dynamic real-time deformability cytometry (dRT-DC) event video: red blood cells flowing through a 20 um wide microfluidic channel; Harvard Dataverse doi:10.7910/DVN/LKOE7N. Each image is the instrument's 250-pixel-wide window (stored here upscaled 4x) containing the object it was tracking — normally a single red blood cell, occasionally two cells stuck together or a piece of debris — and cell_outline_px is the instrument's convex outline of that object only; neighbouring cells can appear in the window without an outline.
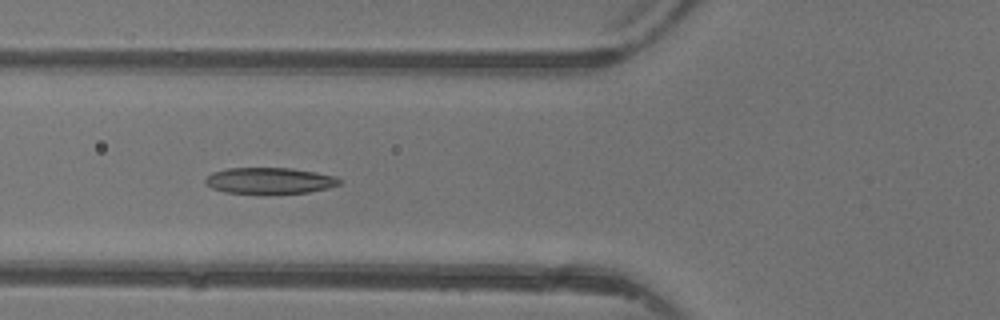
{"species": "common noctule bat (a hibernating species)", "species_latin": "Nyctalus noctula", "temperature_condition": "warm", "stored_images_in_passage": 5, "camera_frame_rate_fps": 3000, "um_per_image_px": 0.085, "animal": {"sex": "female"}, "frame": {"image": 1, "passage_image": 5, "time_ms": 5.333, "image_size_px": [1000, 320], "cell_outline_px": [[340, 184], [328, 188], [308, 192], [224, 192], [212, 188], [204, 184], [204, 180], [212, 172], [228, 168], [292, 168], [316, 172], [336, 176], [340, 180]], "centroid_in_image_um": [22.9, 15.33], "position_along_channel_um": 102.9, "area_um2": 20.06}}